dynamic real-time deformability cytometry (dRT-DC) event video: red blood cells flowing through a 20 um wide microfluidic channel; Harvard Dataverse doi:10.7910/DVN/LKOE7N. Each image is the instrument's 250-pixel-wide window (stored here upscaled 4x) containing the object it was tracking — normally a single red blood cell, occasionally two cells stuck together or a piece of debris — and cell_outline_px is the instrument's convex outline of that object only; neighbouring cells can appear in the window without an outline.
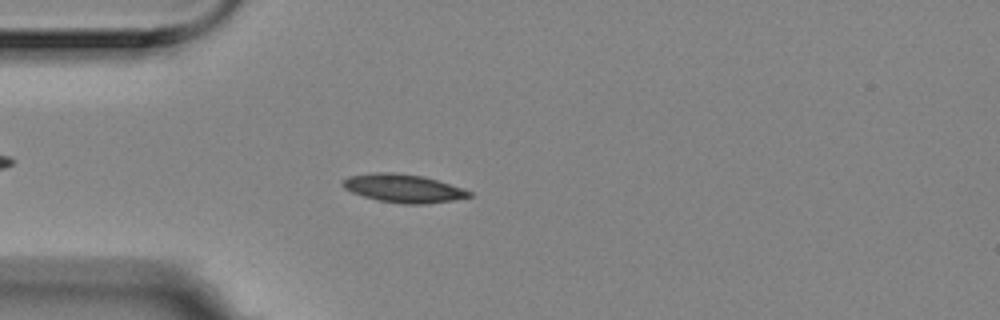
{"species": "Egyptian fruit bat (a non-hibernating species)", "species_latin": "Rousettus aegyptiacus", "temperature_condition": "room temperature", "stored_images_in_passage": 55, "camera_frame_rate_fps": 3000, "um_per_image_px": 0.085, "animal": {"sex": "female"}, "frame": {"image": 1, "passage_image": 14, "time_ms": 4.333, "image_size_px": [1000, 320], "cell_outline_px": [[472, 196], [452, 200], [424, 204], [404, 204], [376, 200], [352, 192], [344, 188], [340, 184], [348, 176], [372, 172], [392, 172], [424, 176], [472, 192]], "centroid_in_image_um": [34.23, 16.0], "position_along_channel_um": 50.8, "area_um2": 20.69}}
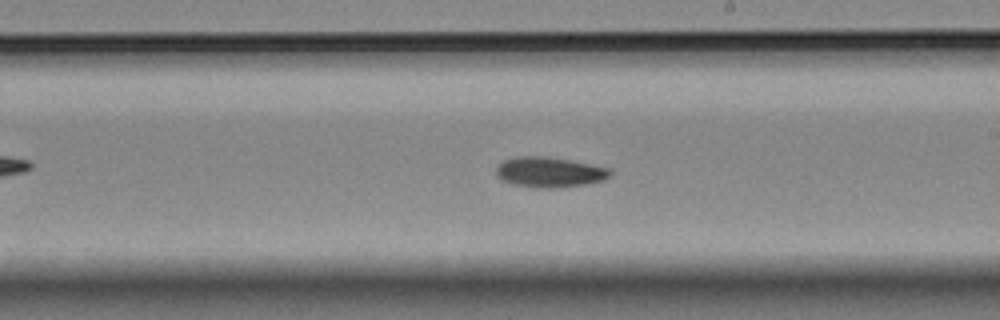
{"frame": {"image": 2, "passage_image": 31, "time_ms": 10.0, "image_size_px": [1000, 320], "cell_outline_px": [[612, 172], [604, 180], [584, 184], [552, 188], [536, 188], [512, 184], [500, 180], [496, 176], [496, 168], [504, 160], [516, 156], [544, 156], [568, 160], [612, 168]], "centroid_in_image_um": [46.67, 14.63], "position_along_channel_um": 242.3, "area_um2": 20.11}}
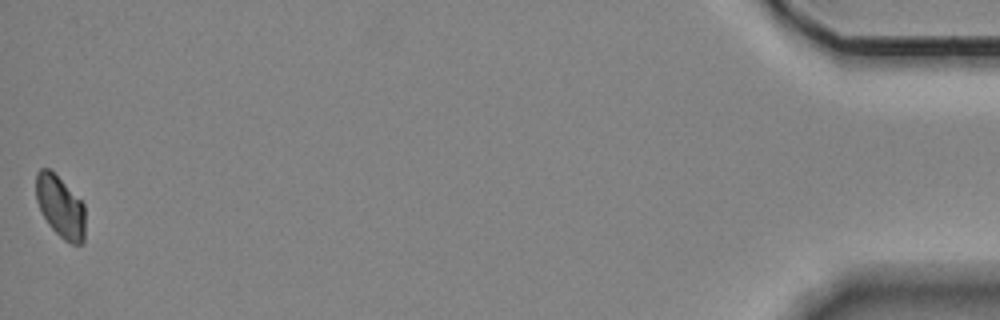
{"frame": {"image": 3, "passage_image": 55, "time_ms": 18.0, "image_size_px": [1000, 320], "cell_outline_px": [[84, 244], [72, 244], [64, 240], [48, 224], [36, 200], [36, 172], [40, 168], [48, 168], [84, 204]], "centroid_in_image_um": [5.12, 17.6], "position_along_channel_um": 430.1, "area_um2": 17.34}, "authors_computed_cell_mechanics": {"area_um2": 19.363, "velocity_mm_per_s": 3.5283, "shape_relaxation_time_tau1_ms": 8.5198, "shape_relaxation_time_tau2_ms": null, "deformation_change_tau1": 0.1196, "deformation_change_tau2": null}}